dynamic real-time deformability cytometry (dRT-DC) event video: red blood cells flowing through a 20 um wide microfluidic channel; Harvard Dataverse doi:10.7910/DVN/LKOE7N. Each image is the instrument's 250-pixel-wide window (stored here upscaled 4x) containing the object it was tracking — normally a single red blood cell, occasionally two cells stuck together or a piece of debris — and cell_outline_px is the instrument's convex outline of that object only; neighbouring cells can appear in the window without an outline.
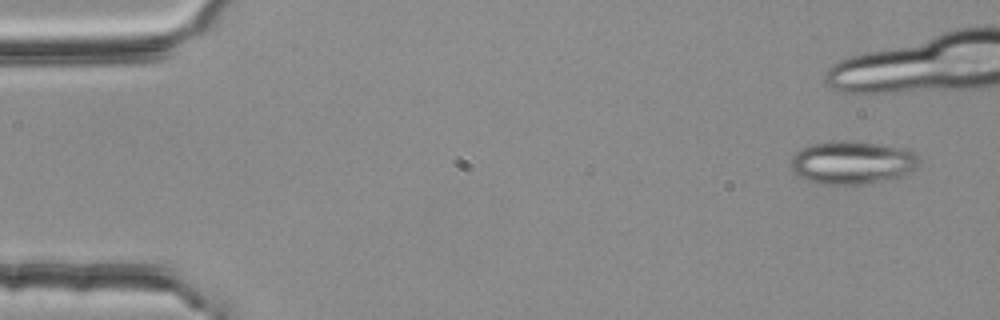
{"species": "common noctule bat (a hibernating species)", "species_latin": "Nyctalus noctula", "temperature_condition": "room temperature", "stored_images_in_passage": 11, "camera_frame_rate_fps": 3000, "um_per_image_px": 0.085, "animal": {"sex": "female", "body_mass_g": 25.1}, "frame": {"image": 1, "passage_image": 1, "time_ms": 0.0, "image_size_px": [1000, 320], "cell_outline_px": [[920, 164], [916, 168], [904, 176], [896, 180], [864, 184], [816, 184], [800, 176], [792, 168], [792, 156], [800, 148], [812, 144], [832, 140], [856, 140], [908, 148], [920, 156]], "centroid_in_image_um": [72.54, 13.8], "position_along_channel_um": 12.5, "area_um2": 33.12}}